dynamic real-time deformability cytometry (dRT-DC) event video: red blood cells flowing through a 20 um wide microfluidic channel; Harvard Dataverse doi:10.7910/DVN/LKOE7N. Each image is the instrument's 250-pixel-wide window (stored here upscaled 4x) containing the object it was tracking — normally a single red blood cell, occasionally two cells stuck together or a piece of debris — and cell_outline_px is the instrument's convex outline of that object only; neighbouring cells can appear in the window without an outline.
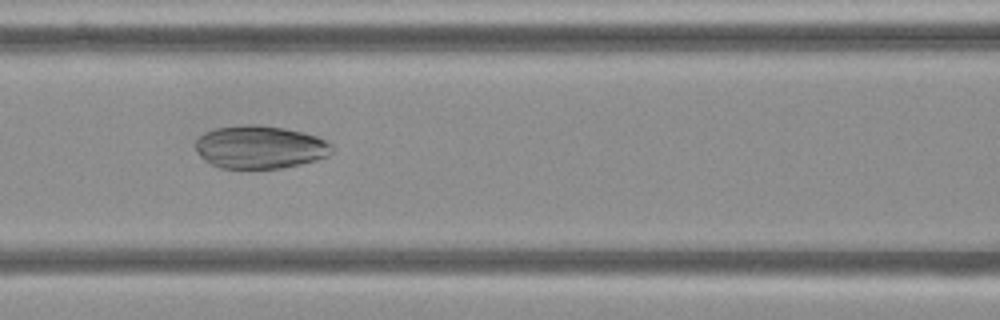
{"species": "Egyptian fruit bat (a non-hibernating species)", "species_latin": "Rousettus aegyptiacus", "temperature_condition": "cold", "stored_images_in_passage": 38, "camera_frame_rate_fps": 3000, "um_per_image_px": 0.085, "frame": {"image": 1, "passage_image": 7, "time_ms": 2.0, "image_size_px": [1000, 320], "cell_outline_px": [[332, 152], [328, 156], [316, 160], [300, 164], [280, 168], [220, 168], [204, 160], [196, 152], [196, 140], [204, 132], [216, 128], [244, 124], [260, 124], [284, 128], [304, 132], [316, 136], [332, 144]], "centroid_in_image_um": [22.09, 12.49], "position_along_channel_um": 144.5, "area_um2": 34.28}}
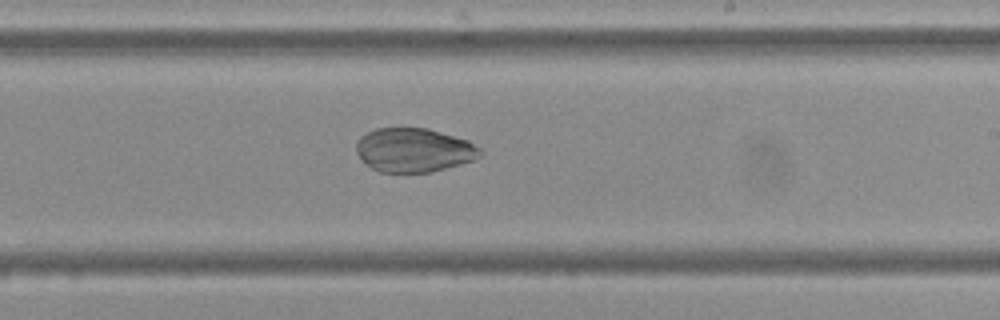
{"frame": {"image": 2, "passage_image": 16, "time_ms": 5.0, "image_size_px": [1000, 320], "cell_outline_px": [[484, 152], [480, 156], [472, 160], [460, 164], [432, 172], [380, 172], [372, 168], [356, 152], [356, 140], [360, 136], [376, 128], [428, 128], [468, 140], [480, 148]], "centroid_in_image_um": [35.19, 12.75], "position_along_channel_um": 253.8, "area_um2": 31.67}}
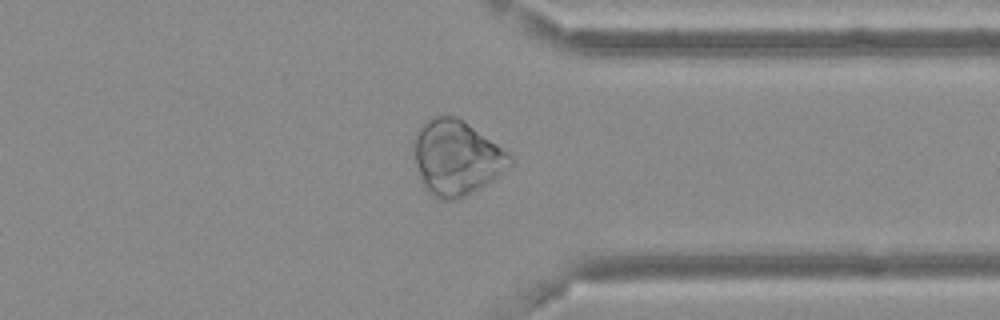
{"frame": {"image": 3, "passage_image": 26, "time_ms": 8.333, "image_size_px": [1000, 320], "cell_outline_px": [[512, 164], [504, 172], [492, 180], [464, 196], [456, 200], [440, 200], [432, 196], [424, 188], [420, 180], [416, 164], [412, 140], [420, 124], [432, 116], [456, 116], [464, 120], [508, 152], [512, 156]], "centroid_in_image_um": [38.76, 13.39], "position_along_channel_um": 372.6, "area_um2": 42.14}}